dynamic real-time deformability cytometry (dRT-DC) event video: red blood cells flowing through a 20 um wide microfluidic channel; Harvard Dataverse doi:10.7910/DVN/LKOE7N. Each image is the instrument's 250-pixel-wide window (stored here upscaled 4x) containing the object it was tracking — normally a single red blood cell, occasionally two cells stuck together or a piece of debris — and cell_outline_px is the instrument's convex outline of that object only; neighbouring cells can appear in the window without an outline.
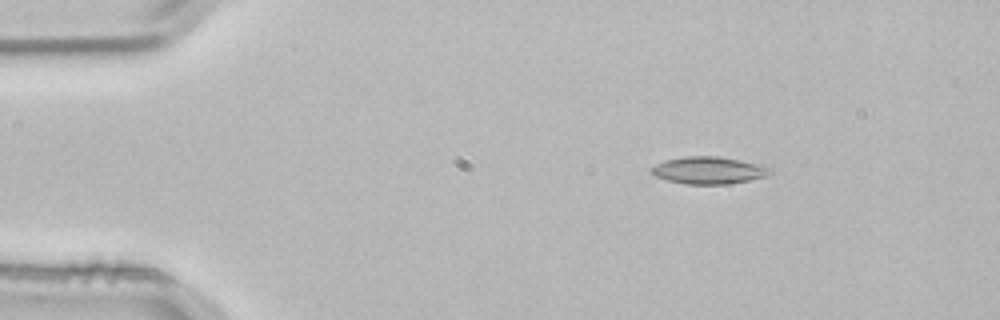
{"species": "common noctule bat (a hibernating species)", "species_latin": "Nyctalus noctula", "temperature_condition": "room temperature", "stored_images_in_passage": 4, "camera_frame_rate_fps": 3000, "um_per_image_px": 0.085, "animal": {"sex": "male", "body_mass_g": 21.5, "forearm_length_mm": 52.0}, "frame": {"image": 1, "passage_image": 2, "time_ms": 0.333, "image_size_px": [1000, 320], "cell_outline_px": [[772, 172], [768, 176], [728, 184], [684, 184], [668, 180], [656, 176], [648, 172], [648, 168], [664, 160], [684, 156], [716, 156], [740, 160], [772, 168]], "centroid_in_image_um": [60.19, 14.47], "position_along_channel_um": 24.8, "area_um2": 18.9}}
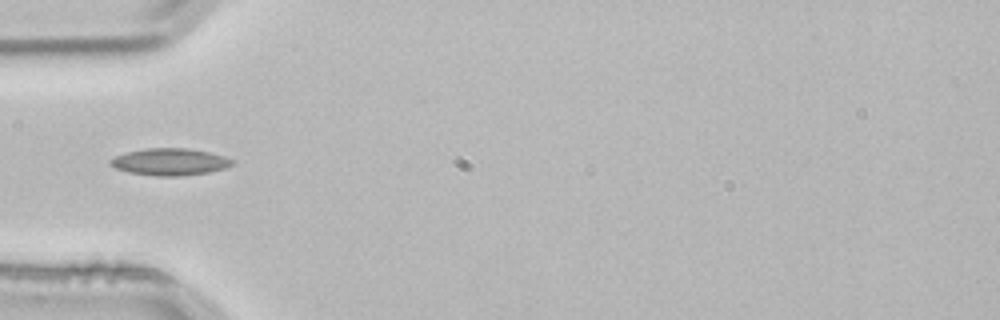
{"frame": {"image": 2, "passage_image": 4, "time_ms": 1.0, "image_size_px": [1000, 320], "cell_outline_px": [[236, 164], [224, 168], [208, 172], [184, 176], [156, 176], [128, 172], [116, 168], [108, 164], [108, 160], [116, 156], [128, 152], [148, 148], [188, 148], [208, 152], [224, 156], [236, 160]], "centroid_in_image_um": [14.47, 13.76], "position_along_channel_um": 70.5, "area_um2": 19.25}}